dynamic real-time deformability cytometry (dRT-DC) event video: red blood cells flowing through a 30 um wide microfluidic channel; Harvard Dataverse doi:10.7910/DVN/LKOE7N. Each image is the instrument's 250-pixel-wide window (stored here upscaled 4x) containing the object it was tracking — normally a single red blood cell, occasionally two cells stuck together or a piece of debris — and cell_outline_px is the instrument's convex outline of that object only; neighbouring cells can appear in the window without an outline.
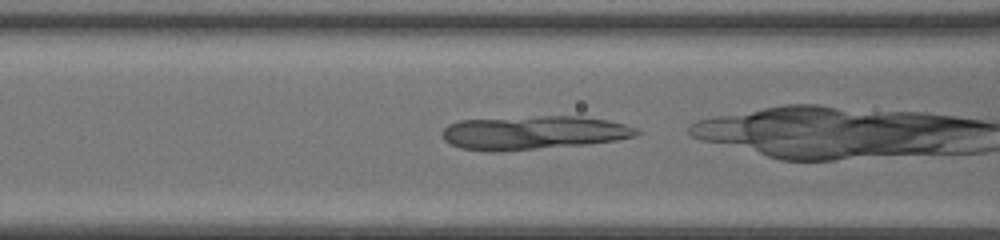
{"species": "common noctule bat (a hibernating species)", "species_latin": "Nyctalus noctula", "temperature_condition": "room temperature", "stored_images_in_passage": 42, "camera_frame_rate_fps": 3000, "um_per_image_px": 0.085, "animal": {"sex": "female", "body_mass_g": 20.0, "forearm_length_mm": 54.0}, "frame": {"image": 1, "passage_image": 21, "time_ms": 6.667, "image_size_px": [1000, 240], "cell_outline_px": [[628, 136], [608, 140], [524, 148], [468, 148], [456, 144], [448, 140], [444, 136], [444, 132], [452, 124], [468, 120], [600, 120], [616, 124]], "centroid_in_image_um": [45.03, 11.3], "position_along_channel_um": 121.6, "area_um2": 30.75}}
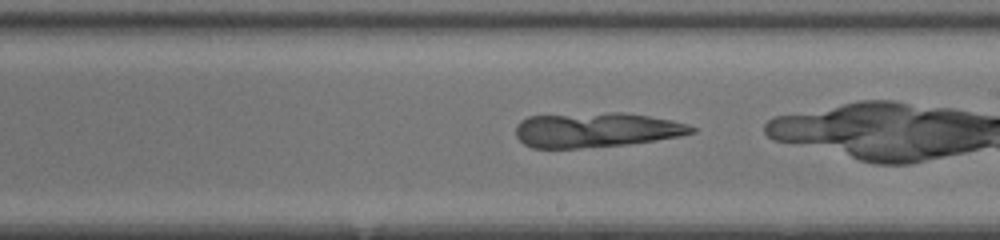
{"frame": {"image": 2, "passage_image": 29, "time_ms": 9.333, "image_size_px": [1000, 240], "cell_outline_px": [[692, 132], [672, 136], [648, 140], [616, 144], [568, 148], [540, 148], [528, 144], [520, 136], [520, 124], [524, 120], [532, 116], [640, 116], [664, 120], [680, 124], [692, 128]], "centroid_in_image_um": [50.57, 11.1], "position_along_channel_um": 238.4, "area_um2": 31.1}}
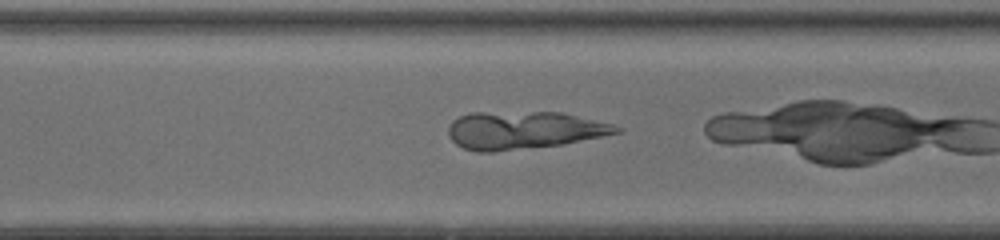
{"frame": {"image": 3, "passage_image": 35, "time_ms": 11.333, "image_size_px": [1000, 240], "cell_outline_px": [[616, 132], [556, 144], [504, 148], [468, 148], [460, 144], [452, 136], [452, 124], [456, 120], [464, 116], [540, 112], [548, 112], [568, 116], [600, 124]], "centroid_in_image_um": [44.42, 11.05], "position_along_channel_um": 326.2, "area_um2": 31.27}}